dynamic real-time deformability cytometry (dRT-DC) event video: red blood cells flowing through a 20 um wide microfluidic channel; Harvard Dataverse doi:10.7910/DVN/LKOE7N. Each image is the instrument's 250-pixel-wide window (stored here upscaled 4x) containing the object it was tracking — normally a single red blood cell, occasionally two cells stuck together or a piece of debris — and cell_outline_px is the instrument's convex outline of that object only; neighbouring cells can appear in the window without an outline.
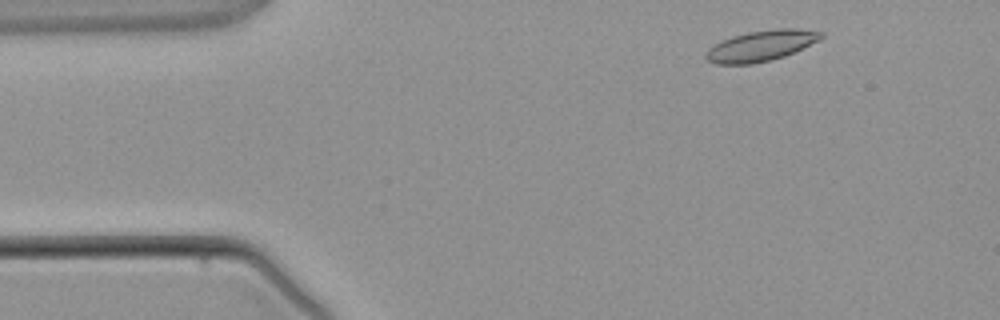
{"species": "common noctule bat (a hibernating species)", "species_latin": "Nyctalus noctula", "temperature_condition": "warm", "stored_images_in_passage": 4, "camera_frame_rate_fps": 3000, "um_per_image_px": 0.085, "animal": {"sex": "male", "body_mass_g": 21.5, "forearm_length_mm": 52.0}, "frame": {"image": 1, "passage_image": 1, "time_ms": 0.0, "image_size_px": [1000, 320], "cell_outline_px": [[824, 36], [820, 40], [784, 56], [772, 60], [752, 64], [716, 64], [708, 60], [704, 56], [704, 52], [708, 48], [732, 36], [748, 32], [780, 28], [796, 28], [824, 32]], "centroid_in_image_um": [64.7, 3.89], "position_along_channel_um": 20.3, "area_um2": 20.58}}
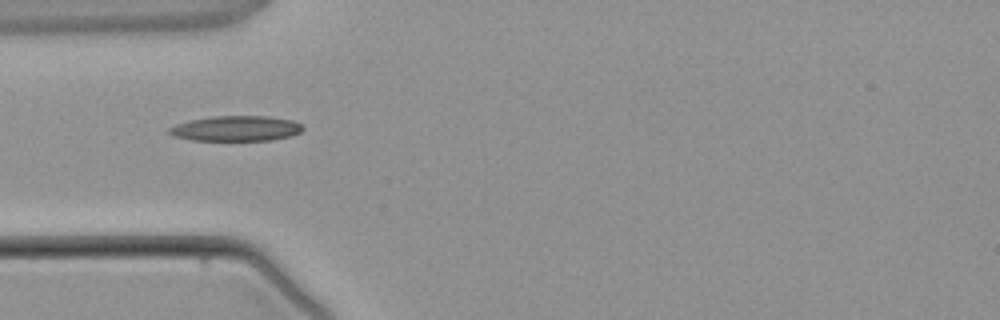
{"frame": {"image": 2, "passage_image": 3, "time_ms": 5.667, "image_size_px": [1000, 320], "cell_outline_px": [[304, 128], [300, 132], [292, 136], [272, 140], [192, 140], [172, 136], [168, 132], [168, 128], [176, 124], [188, 120], [212, 116], [268, 116], [292, 120], [300, 124]], "centroid_in_image_um": [20.04, 10.92], "position_along_channel_um": 65.0, "area_um2": 19.77}}
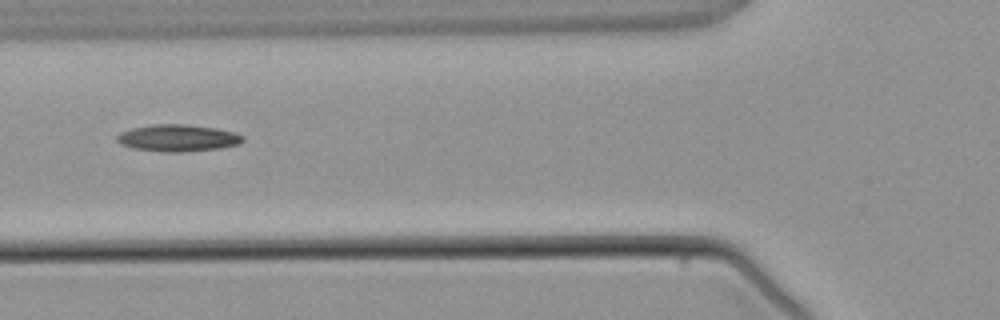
{"frame": {"image": 3, "passage_image": 4, "time_ms": 6.667, "image_size_px": [1000, 320], "cell_outline_px": [[244, 140], [240, 144], [220, 148], [180, 152], [168, 152], [132, 148], [120, 144], [116, 140], [116, 136], [120, 132], [132, 128], [152, 124], [188, 124], [216, 128], [232, 132], [244, 136]], "centroid_in_image_um": [15.1, 11.72], "position_along_channel_um": 110.7, "area_um2": 19.77}}